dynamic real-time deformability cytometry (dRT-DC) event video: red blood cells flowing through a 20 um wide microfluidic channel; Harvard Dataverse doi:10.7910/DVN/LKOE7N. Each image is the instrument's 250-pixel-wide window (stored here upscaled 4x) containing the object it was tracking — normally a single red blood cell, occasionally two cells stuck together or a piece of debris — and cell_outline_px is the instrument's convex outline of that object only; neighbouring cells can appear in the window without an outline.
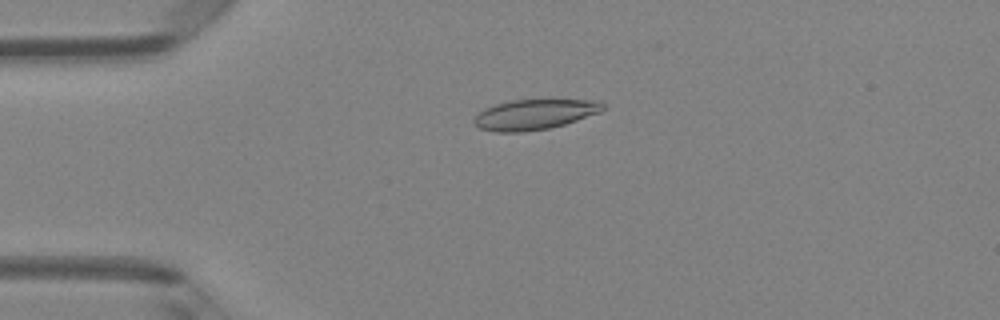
{"species": "Egyptian fruit bat (a non-hibernating species)", "species_latin": "Rousettus aegyptiacus", "temperature_condition": "room temperature", "stored_images_in_passage": 7, "camera_frame_rate_fps": 3000, "um_per_image_px": 0.085, "animal": {"sex": "female"}, "frame": {"image": 1, "passage_image": 4, "time_ms": 1.0, "image_size_px": [1000, 320], "cell_outline_px": [[604, 108], [600, 112], [564, 124], [548, 128], [524, 132], [496, 132], [480, 128], [472, 120], [484, 108], [496, 104], [512, 100], [600, 100], [604, 104]], "centroid_in_image_um": [45.43, 9.72], "position_along_channel_um": 39.6, "area_um2": 22.48}}
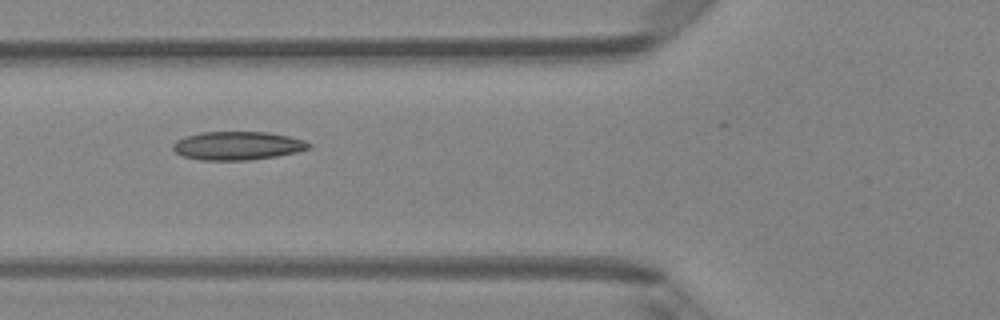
{"frame": {"image": 2, "passage_image": 6, "time_ms": 1.667, "image_size_px": [1000, 320], "cell_outline_px": [[312, 148], [296, 152], [276, 156], [248, 160], [200, 160], [184, 156], [176, 152], [172, 148], [172, 144], [176, 140], [184, 136], [200, 132], [268, 132], [288, 136], [304, 140], [312, 144]], "centroid_in_image_um": [20.19, 12.38], "position_along_channel_um": 105.6, "area_um2": 22.6}}
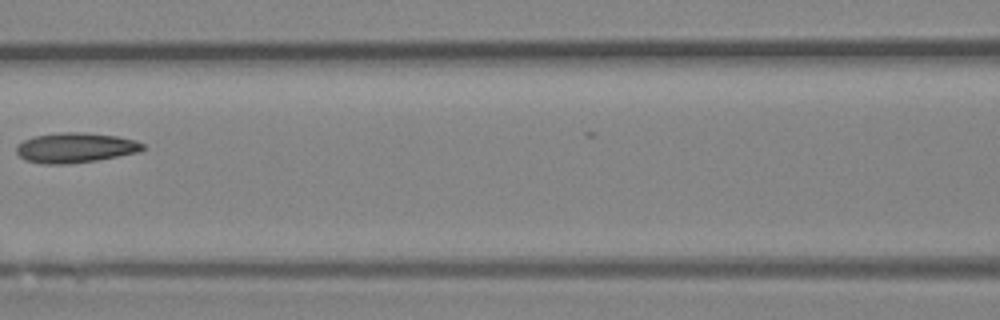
{"frame": {"image": 3, "passage_image": 7, "time_ms": 2.0, "image_size_px": [1000, 320], "cell_outline_px": [[144, 148], [140, 152], [96, 160], [64, 164], [44, 164], [24, 160], [16, 152], [16, 148], [24, 140], [32, 136], [60, 132], [88, 132], [116, 136], [136, 140], [144, 144]], "centroid_in_image_um": [6.41, 12.55], "position_along_channel_um": 160.2, "area_um2": 22.14}}